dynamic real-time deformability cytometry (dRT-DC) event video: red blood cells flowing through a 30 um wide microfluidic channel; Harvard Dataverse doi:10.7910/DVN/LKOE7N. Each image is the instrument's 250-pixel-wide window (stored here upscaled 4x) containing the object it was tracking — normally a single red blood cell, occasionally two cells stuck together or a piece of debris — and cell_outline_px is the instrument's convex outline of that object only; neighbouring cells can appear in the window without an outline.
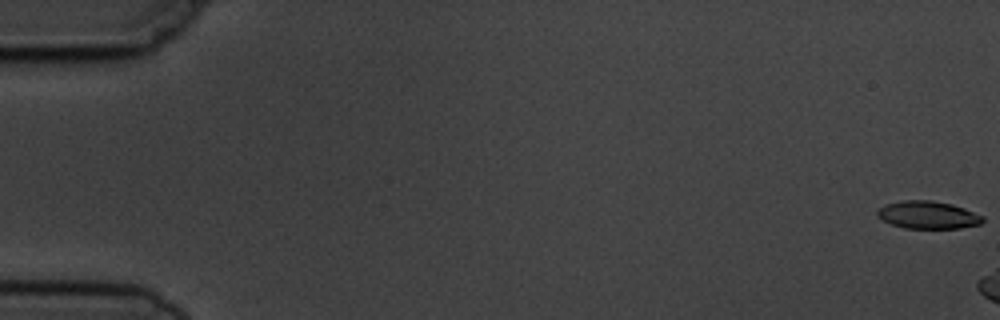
{"species": "common noctule bat (a hibernating species)", "species_latin": "Nyctalus noctula", "temperature_condition": "cold", "stored_images_in_passage": 6, "camera_frame_rate_fps": 3000, "um_per_image_px": 0.085, "animal": {"sex": "male", "body_mass_g": 19.5, "forearm_length_mm": 54.6}, "frame": {"image": 1, "passage_image": 1, "time_ms": 0.0, "image_size_px": [1000, 320], "cell_outline_px": [[984, 220], [980, 224], [960, 228], [904, 228], [880, 220], [876, 216], [876, 212], [884, 204], [900, 200], [932, 200], [952, 204], [964, 208], [984, 216]], "centroid_in_image_um": [78.84, 18.26], "position_along_channel_um": 6.2, "area_um2": 17.17}}